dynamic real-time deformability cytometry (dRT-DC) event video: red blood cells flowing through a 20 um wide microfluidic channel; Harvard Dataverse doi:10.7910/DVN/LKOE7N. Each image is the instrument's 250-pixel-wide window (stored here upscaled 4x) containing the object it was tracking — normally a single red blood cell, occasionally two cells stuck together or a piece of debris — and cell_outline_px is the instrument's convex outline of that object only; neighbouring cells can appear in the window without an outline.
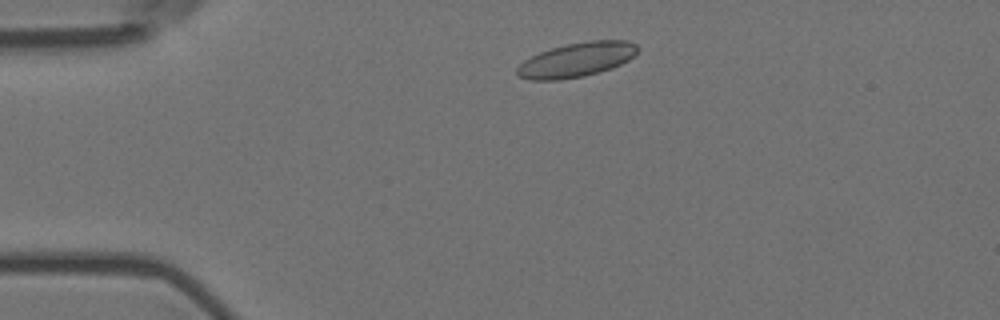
{"species": "Egyptian fruit bat (a non-hibernating species)", "species_latin": "Rousettus aegyptiacus", "temperature_condition": "room temperature", "stored_images_in_passage": 3, "camera_frame_rate_fps": 3000, "um_per_image_px": 0.085, "animal": {"sex": "female"}, "frame": {"image": 1, "passage_image": 1, "time_ms": 0.0, "image_size_px": [1000, 320], "cell_outline_px": [[640, 48], [628, 60], [612, 68], [600, 72], [584, 76], [560, 80], [532, 80], [520, 76], [516, 72], [516, 68], [524, 60], [540, 52], [552, 48], [568, 44], [588, 40], [628, 40], [636, 44]], "centroid_in_image_um": [49.03, 5.08], "position_along_channel_um": 36.0, "area_um2": 24.1}}